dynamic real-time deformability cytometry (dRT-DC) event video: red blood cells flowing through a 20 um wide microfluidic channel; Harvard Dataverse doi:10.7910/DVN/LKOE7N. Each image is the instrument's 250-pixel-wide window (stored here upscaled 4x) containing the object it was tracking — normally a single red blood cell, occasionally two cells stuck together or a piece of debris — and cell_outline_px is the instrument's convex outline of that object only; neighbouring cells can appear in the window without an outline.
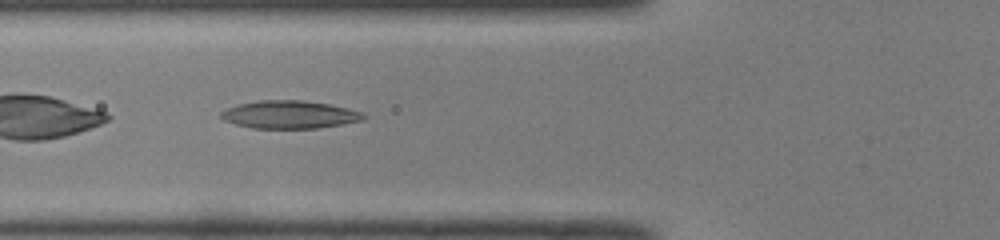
{"species": "common noctule bat (a hibernating species)", "species_latin": "Nyctalus noctula", "temperature_condition": "room temperature", "stored_images_in_passage": 35, "camera_frame_rate_fps": 3000, "um_per_image_px": 0.085, "animal": {"sex": "male", "body_mass_g": 19.0, "forearm_length_mm": 50.8}, "frame": {"image": 1, "passage_image": 4, "time_ms": 1.0, "image_size_px": [1000, 240], "cell_outline_px": [[368, 116], [364, 120], [344, 124], [316, 128], [252, 128], [236, 124], [224, 120], [220, 116], [220, 112], [228, 108], [240, 104], [260, 100], [300, 100], [328, 104], [348, 108], [364, 112]], "centroid_in_image_um": [24.67, 9.74], "position_along_channel_um": 101.1, "area_um2": 23.12}}
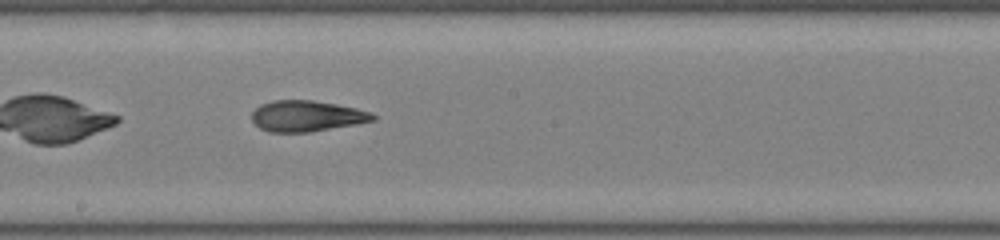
{"frame": {"image": 2, "passage_image": 13, "time_ms": 4.0, "image_size_px": [1000, 240], "cell_outline_px": [[376, 120], [356, 124], [308, 132], [268, 132], [260, 128], [252, 120], [252, 112], [260, 104], [272, 100], [312, 100], [336, 104], [356, 108], [372, 112], [376, 116]], "centroid_in_image_um": [26.07, 9.86], "position_along_channel_um": 222.1, "area_um2": 21.85}}
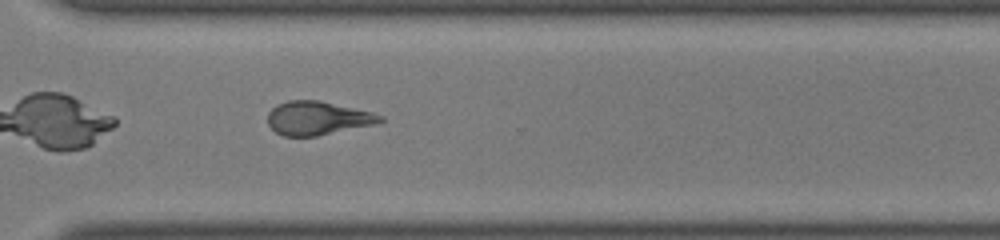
{"frame": {"image": 3, "passage_image": 22, "time_ms": 7.0, "image_size_px": [1000, 240], "cell_outline_px": [[384, 120], [376, 124], [316, 136], [284, 136], [276, 132], [268, 124], [268, 112], [276, 104], [288, 100], [320, 100], [372, 112], [384, 116]], "centroid_in_image_um": [26.99, 10.03], "position_along_channel_um": 343.6, "area_um2": 22.08}, "authors_computed_cell_mechanics": {"area_um2": 22.542, "velocity_mm_per_s": 4.0338, "shape_relaxation_time_tau1_ms": null, "shape_relaxation_time_tau2_ms": 3.0908, "deformation_change_tau1": null, "deformation_change_tau2": 0.1306}}